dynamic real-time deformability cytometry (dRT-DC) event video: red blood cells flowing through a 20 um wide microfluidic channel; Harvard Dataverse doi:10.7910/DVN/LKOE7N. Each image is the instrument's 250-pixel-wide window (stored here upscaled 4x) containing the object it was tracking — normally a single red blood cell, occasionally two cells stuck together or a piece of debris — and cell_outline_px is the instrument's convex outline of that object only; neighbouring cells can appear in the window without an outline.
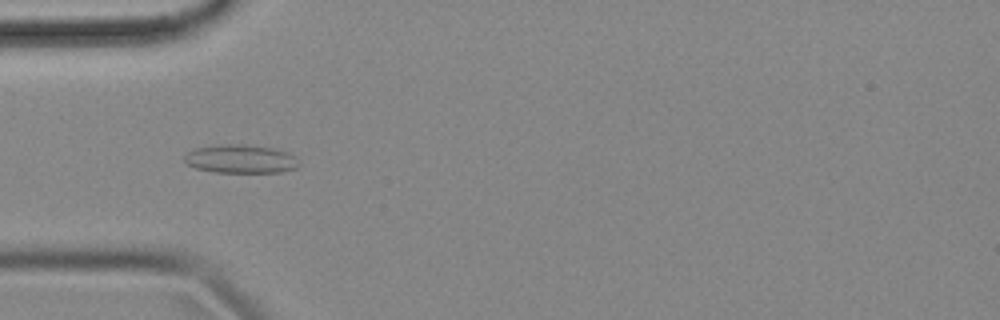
{"species": "common noctule bat (a hibernating species)", "species_latin": "Nyctalus noctula", "temperature_condition": "cold", "stored_images_in_passage": 9, "camera_frame_rate_fps": 3000, "um_per_image_px": 0.085, "animal": {"sex": "female", "body_mass_g": 18.4}, "frame": {"image": 1, "passage_image": 6, "time_ms": 1.667, "image_size_px": [1000, 320], "cell_outline_px": [[300, 164], [296, 168], [280, 172], [216, 172], [196, 168], [188, 164], [184, 160], [184, 156], [188, 152], [196, 148], [228, 144], [236, 144], [272, 148], [288, 152]], "centroid_in_image_um": [20.45, 13.52], "position_along_channel_um": 64.6, "area_um2": 18.61}}